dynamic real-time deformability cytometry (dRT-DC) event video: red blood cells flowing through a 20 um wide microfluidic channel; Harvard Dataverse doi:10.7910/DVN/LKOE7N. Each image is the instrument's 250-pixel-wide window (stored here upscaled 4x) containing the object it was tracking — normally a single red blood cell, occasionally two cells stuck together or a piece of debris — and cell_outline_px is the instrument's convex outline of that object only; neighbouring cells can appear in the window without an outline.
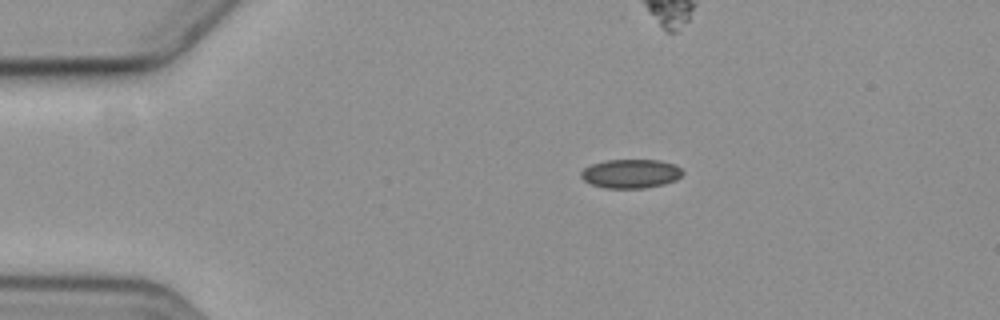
{"species": "common noctule bat (a hibernating species)", "species_latin": "Nyctalus noctula", "temperature_condition": "cold", "stored_images_in_passage": 4, "camera_frame_rate_fps": 3000, "um_per_image_px": 0.085, "animal": {"sex": "female", "body_mass_g": 19.3, "forearm_length_mm": 54.1}, "frame": {"image": 1, "passage_image": 1, "time_ms": 0.0, "image_size_px": [1000, 320], "cell_outline_px": [[684, 172], [676, 180], [664, 184], [644, 188], [604, 188], [592, 184], [584, 180], [580, 176], [580, 172], [584, 168], [592, 164], [604, 160], [660, 160], [676, 164]], "centroid_in_image_um": [53.62, 14.75], "position_along_channel_um": 31.4, "area_um2": 17.22}}
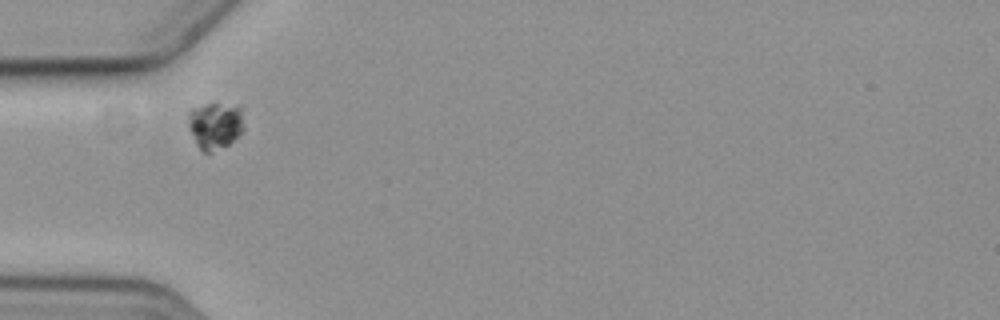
{"frame": {"image": 2, "passage_image": 3, "time_ms": 3.333, "image_size_px": [1000, 320], "cell_outline_px": [[244, 132], [228, 144], [212, 152], [204, 152], [196, 144], [188, 124], [188, 112], [192, 108], [208, 104], [240, 104], [244, 128]], "centroid_in_image_um": [18.32, 10.65], "position_along_channel_um": 66.7, "area_um2": 15.32}}
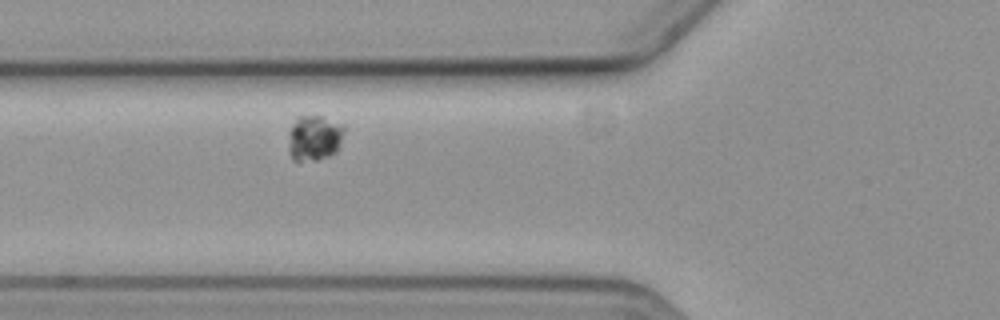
{"frame": {"image": 3, "passage_image": 4, "time_ms": 4.333, "image_size_px": [1000, 320], "cell_outline_px": [[344, 132], [340, 148], [336, 152], [328, 156], [316, 160], [292, 160], [288, 148], [288, 132], [296, 116], [324, 116], [344, 124]], "centroid_in_image_um": [26.72, 11.7], "position_along_channel_um": 99.1, "area_um2": 15.2}}